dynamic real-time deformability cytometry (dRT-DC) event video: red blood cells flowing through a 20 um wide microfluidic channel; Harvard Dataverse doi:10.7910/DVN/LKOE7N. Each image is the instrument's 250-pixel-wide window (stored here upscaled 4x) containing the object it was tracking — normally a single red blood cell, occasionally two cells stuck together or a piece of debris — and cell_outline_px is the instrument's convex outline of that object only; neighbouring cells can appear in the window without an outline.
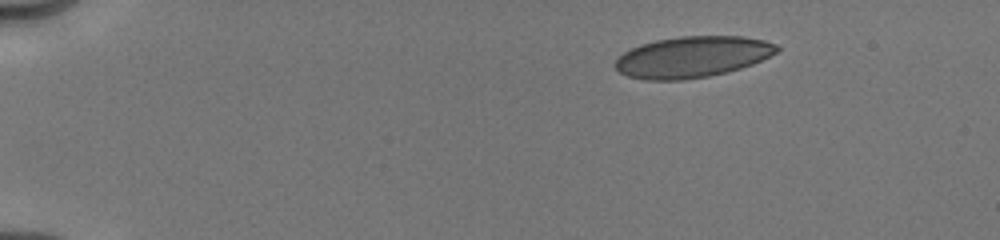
{"species": "human", "species_latin": "Homo sapiens", "temperature_condition": "cold", "stored_images_in_passage": 10, "camera_frame_rate_fps": 3000, "um_per_image_px": 0.085, "donor": {"sex": "male"}, "frame": {"image": 1, "passage_image": 1, "time_ms": 0.0, "image_size_px": [1000, 240], "cell_outline_px": [[780, 48], [776, 52], [752, 64], [740, 68], [708, 76], [684, 80], [644, 80], [628, 76], [620, 72], [612, 64], [624, 52], [640, 44], [656, 40], [680, 36], [744, 36], [764, 40], [776, 44]], "centroid_in_image_um": [58.82, 4.83], "position_along_channel_um": 26.2, "area_um2": 38.61}}
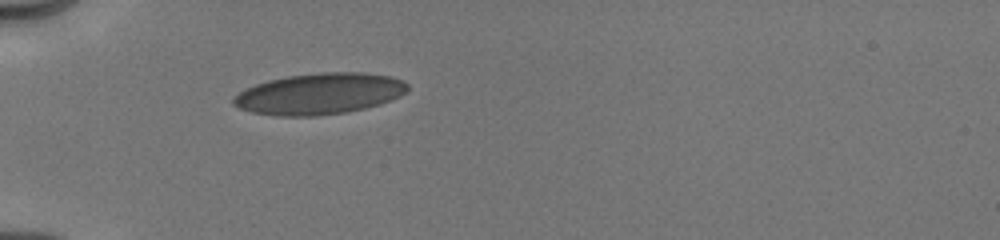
{"frame": {"image": 2, "passage_image": 6, "time_ms": 3.0, "image_size_px": [1000, 240], "cell_outline_px": [[408, 92], [400, 96], [380, 104], [348, 112], [316, 116], [276, 116], [252, 112], [240, 108], [232, 104], [232, 100], [244, 88], [268, 80], [288, 76], [320, 72], [364, 72], [392, 76], [404, 80], [408, 84]], "centroid_in_image_um": [27.19, 7.96], "position_along_channel_um": 57.8, "area_um2": 42.08}}
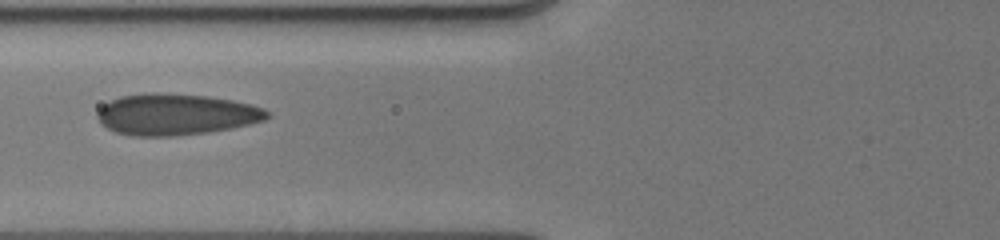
{"frame": {"image": 3, "passage_image": 9, "time_ms": 4.667, "image_size_px": [1000, 240], "cell_outline_px": [[272, 116], [264, 120], [232, 128], [208, 132], [172, 136], [136, 136], [116, 132], [100, 124], [96, 116], [96, 112], [104, 104], [120, 96], [152, 92], [160, 92], [208, 96], [232, 100], [252, 104], [264, 108]], "centroid_in_image_um": [14.95, 9.72], "position_along_channel_um": 110.8, "area_um2": 41.04}}